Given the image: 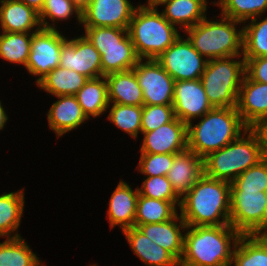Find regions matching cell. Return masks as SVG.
<instances>
[{"instance_id":"46","label":"cell","mask_w":267,"mask_h":266,"mask_svg":"<svg viewBox=\"0 0 267 266\" xmlns=\"http://www.w3.org/2000/svg\"><path fill=\"white\" fill-rule=\"evenodd\" d=\"M7 120H8V116H7L4 108L2 107V103L0 101V130H2L4 128Z\"/></svg>"},{"instance_id":"9","label":"cell","mask_w":267,"mask_h":266,"mask_svg":"<svg viewBox=\"0 0 267 266\" xmlns=\"http://www.w3.org/2000/svg\"><path fill=\"white\" fill-rule=\"evenodd\" d=\"M181 35L156 60L174 81L200 79L207 65L202 56L187 38Z\"/></svg>"},{"instance_id":"49","label":"cell","mask_w":267,"mask_h":266,"mask_svg":"<svg viewBox=\"0 0 267 266\" xmlns=\"http://www.w3.org/2000/svg\"><path fill=\"white\" fill-rule=\"evenodd\" d=\"M233 264L232 263H230V264H227V265H223V266H232Z\"/></svg>"},{"instance_id":"45","label":"cell","mask_w":267,"mask_h":266,"mask_svg":"<svg viewBox=\"0 0 267 266\" xmlns=\"http://www.w3.org/2000/svg\"><path fill=\"white\" fill-rule=\"evenodd\" d=\"M170 0H147V5H142L145 8H150V9H157L158 6L163 5L164 3L168 2Z\"/></svg>"},{"instance_id":"27","label":"cell","mask_w":267,"mask_h":266,"mask_svg":"<svg viewBox=\"0 0 267 266\" xmlns=\"http://www.w3.org/2000/svg\"><path fill=\"white\" fill-rule=\"evenodd\" d=\"M234 266H267V234L241 235L233 251Z\"/></svg>"},{"instance_id":"6","label":"cell","mask_w":267,"mask_h":266,"mask_svg":"<svg viewBox=\"0 0 267 266\" xmlns=\"http://www.w3.org/2000/svg\"><path fill=\"white\" fill-rule=\"evenodd\" d=\"M242 22L222 16L216 21L207 17L184 32L193 47L207 60L242 56L243 28L238 30L236 25Z\"/></svg>"},{"instance_id":"3","label":"cell","mask_w":267,"mask_h":266,"mask_svg":"<svg viewBox=\"0 0 267 266\" xmlns=\"http://www.w3.org/2000/svg\"><path fill=\"white\" fill-rule=\"evenodd\" d=\"M264 158L261 132L257 128H248L236 140L203 158V174L232 183L240 174Z\"/></svg>"},{"instance_id":"47","label":"cell","mask_w":267,"mask_h":266,"mask_svg":"<svg viewBox=\"0 0 267 266\" xmlns=\"http://www.w3.org/2000/svg\"><path fill=\"white\" fill-rule=\"evenodd\" d=\"M77 7L83 10L91 0H71Z\"/></svg>"},{"instance_id":"44","label":"cell","mask_w":267,"mask_h":266,"mask_svg":"<svg viewBox=\"0 0 267 266\" xmlns=\"http://www.w3.org/2000/svg\"><path fill=\"white\" fill-rule=\"evenodd\" d=\"M263 137L265 157H267V121L257 128Z\"/></svg>"},{"instance_id":"38","label":"cell","mask_w":267,"mask_h":266,"mask_svg":"<svg viewBox=\"0 0 267 266\" xmlns=\"http://www.w3.org/2000/svg\"><path fill=\"white\" fill-rule=\"evenodd\" d=\"M83 34L96 49L122 47V40L129 34L128 29L117 27H84Z\"/></svg>"},{"instance_id":"35","label":"cell","mask_w":267,"mask_h":266,"mask_svg":"<svg viewBox=\"0 0 267 266\" xmlns=\"http://www.w3.org/2000/svg\"><path fill=\"white\" fill-rule=\"evenodd\" d=\"M108 109L110 110L108 120L136 139L141 132L143 106L109 103Z\"/></svg>"},{"instance_id":"34","label":"cell","mask_w":267,"mask_h":266,"mask_svg":"<svg viewBox=\"0 0 267 266\" xmlns=\"http://www.w3.org/2000/svg\"><path fill=\"white\" fill-rule=\"evenodd\" d=\"M221 10V16L246 23L267 11V0H218L213 2Z\"/></svg>"},{"instance_id":"30","label":"cell","mask_w":267,"mask_h":266,"mask_svg":"<svg viewBox=\"0 0 267 266\" xmlns=\"http://www.w3.org/2000/svg\"><path fill=\"white\" fill-rule=\"evenodd\" d=\"M176 206H180V201L157 200L139 194L134 227L168 221L177 214Z\"/></svg>"},{"instance_id":"24","label":"cell","mask_w":267,"mask_h":266,"mask_svg":"<svg viewBox=\"0 0 267 266\" xmlns=\"http://www.w3.org/2000/svg\"><path fill=\"white\" fill-rule=\"evenodd\" d=\"M83 113L89 119L102 116L109 106L108 85L105 76L88 79L75 94Z\"/></svg>"},{"instance_id":"20","label":"cell","mask_w":267,"mask_h":266,"mask_svg":"<svg viewBox=\"0 0 267 266\" xmlns=\"http://www.w3.org/2000/svg\"><path fill=\"white\" fill-rule=\"evenodd\" d=\"M56 97L58 100L48 110L47 119L50 129L60 137L81 126L88 118L75 95Z\"/></svg>"},{"instance_id":"26","label":"cell","mask_w":267,"mask_h":266,"mask_svg":"<svg viewBox=\"0 0 267 266\" xmlns=\"http://www.w3.org/2000/svg\"><path fill=\"white\" fill-rule=\"evenodd\" d=\"M24 190L23 188L17 192H5L0 195V237H21L17 230L24 212Z\"/></svg>"},{"instance_id":"13","label":"cell","mask_w":267,"mask_h":266,"mask_svg":"<svg viewBox=\"0 0 267 266\" xmlns=\"http://www.w3.org/2000/svg\"><path fill=\"white\" fill-rule=\"evenodd\" d=\"M135 7L129 0H91L82 10L84 27L128 29Z\"/></svg>"},{"instance_id":"23","label":"cell","mask_w":267,"mask_h":266,"mask_svg":"<svg viewBox=\"0 0 267 266\" xmlns=\"http://www.w3.org/2000/svg\"><path fill=\"white\" fill-rule=\"evenodd\" d=\"M109 103L143 106V91L133 70L105 76Z\"/></svg>"},{"instance_id":"4","label":"cell","mask_w":267,"mask_h":266,"mask_svg":"<svg viewBox=\"0 0 267 266\" xmlns=\"http://www.w3.org/2000/svg\"><path fill=\"white\" fill-rule=\"evenodd\" d=\"M200 119L196 125L187 124V148L202 159L236 140L248 129L233 107H214Z\"/></svg>"},{"instance_id":"7","label":"cell","mask_w":267,"mask_h":266,"mask_svg":"<svg viewBox=\"0 0 267 266\" xmlns=\"http://www.w3.org/2000/svg\"><path fill=\"white\" fill-rule=\"evenodd\" d=\"M241 56L210 59L200 78L213 107H237V99L245 75V59ZM236 58V60H235Z\"/></svg>"},{"instance_id":"22","label":"cell","mask_w":267,"mask_h":266,"mask_svg":"<svg viewBox=\"0 0 267 266\" xmlns=\"http://www.w3.org/2000/svg\"><path fill=\"white\" fill-rule=\"evenodd\" d=\"M122 232L134 254L146 266H179V261L170 252L151 241L137 227Z\"/></svg>"},{"instance_id":"33","label":"cell","mask_w":267,"mask_h":266,"mask_svg":"<svg viewBox=\"0 0 267 266\" xmlns=\"http://www.w3.org/2000/svg\"><path fill=\"white\" fill-rule=\"evenodd\" d=\"M257 18L242 27L244 59L267 56V17L261 21Z\"/></svg>"},{"instance_id":"12","label":"cell","mask_w":267,"mask_h":266,"mask_svg":"<svg viewBox=\"0 0 267 266\" xmlns=\"http://www.w3.org/2000/svg\"><path fill=\"white\" fill-rule=\"evenodd\" d=\"M59 67L76 71L89 79L102 77L101 55L84 35L63 42Z\"/></svg>"},{"instance_id":"11","label":"cell","mask_w":267,"mask_h":266,"mask_svg":"<svg viewBox=\"0 0 267 266\" xmlns=\"http://www.w3.org/2000/svg\"><path fill=\"white\" fill-rule=\"evenodd\" d=\"M143 91L145 105H172L174 79L155 59H140L132 69Z\"/></svg>"},{"instance_id":"15","label":"cell","mask_w":267,"mask_h":266,"mask_svg":"<svg viewBox=\"0 0 267 266\" xmlns=\"http://www.w3.org/2000/svg\"><path fill=\"white\" fill-rule=\"evenodd\" d=\"M144 135L140 153L177 154L187 149V124L178 118Z\"/></svg>"},{"instance_id":"42","label":"cell","mask_w":267,"mask_h":266,"mask_svg":"<svg viewBox=\"0 0 267 266\" xmlns=\"http://www.w3.org/2000/svg\"><path fill=\"white\" fill-rule=\"evenodd\" d=\"M245 74L253 81L267 83V56L245 59Z\"/></svg>"},{"instance_id":"28","label":"cell","mask_w":267,"mask_h":266,"mask_svg":"<svg viewBox=\"0 0 267 266\" xmlns=\"http://www.w3.org/2000/svg\"><path fill=\"white\" fill-rule=\"evenodd\" d=\"M88 79L83 74L58 66L51 70L37 85L53 96L75 95Z\"/></svg>"},{"instance_id":"48","label":"cell","mask_w":267,"mask_h":266,"mask_svg":"<svg viewBox=\"0 0 267 266\" xmlns=\"http://www.w3.org/2000/svg\"><path fill=\"white\" fill-rule=\"evenodd\" d=\"M202 3H204L206 6L208 5L207 3V0H200Z\"/></svg>"},{"instance_id":"43","label":"cell","mask_w":267,"mask_h":266,"mask_svg":"<svg viewBox=\"0 0 267 266\" xmlns=\"http://www.w3.org/2000/svg\"><path fill=\"white\" fill-rule=\"evenodd\" d=\"M25 3L28 7L40 13L44 4V0H19Z\"/></svg>"},{"instance_id":"2","label":"cell","mask_w":267,"mask_h":266,"mask_svg":"<svg viewBox=\"0 0 267 266\" xmlns=\"http://www.w3.org/2000/svg\"><path fill=\"white\" fill-rule=\"evenodd\" d=\"M240 236L241 234L230 224L221 226L187 225L184 234V251L179 266L230 264Z\"/></svg>"},{"instance_id":"18","label":"cell","mask_w":267,"mask_h":266,"mask_svg":"<svg viewBox=\"0 0 267 266\" xmlns=\"http://www.w3.org/2000/svg\"><path fill=\"white\" fill-rule=\"evenodd\" d=\"M203 175V159L188 148L174 156L167 174L172 187L182 197Z\"/></svg>"},{"instance_id":"16","label":"cell","mask_w":267,"mask_h":266,"mask_svg":"<svg viewBox=\"0 0 267 266\" xmlns=\"http://www.w3.org/2000/svg\"><path fill=\"white\" fill-rule=\"evenodd\" d=\"M236 109L248 128H258L267 121V83L253 81L245 74Z\"/></svg>"},{"instance_id":"8","label":"cell","mask_w":267,"mask_h":266,"mask_svg":"<svg viewBox=\"0 0 267 266\" xmlns=\"http://www.w3.org/2000/svg\"><path fill=\"white\" fill-rule=\"evenodd\" d=\"M230 225L241 235L267 234V192L231 191Z\"/></svg>"},{"instance_id":"17","label":"cell","mask_w":267,"mask_h":266,"mask_svg":"<svg viewBox=\"0 0 267 266\" xmlns=\"http://www.w3.org/2000/svg\"><path fill=\"white\" fill-rule=\"evenodd\" d=\"M186 227L187 224L178 213L172 219L162 223L137 226L145 236L170 252L178 261H180L183 256L184 234H182V232Z\"/></svg>"},{"instance_id":"5","label":"cell","mask_w":267,"mask_h":266,"mask_svg":"<svg viewBox=\"0 0 267 266\" xmlns=\"http://www.w3.org/2000/svg\"><path fill=\"white\" fill-rule=\"evenodd\" d=\"M128 33L140 59H157L180 36L177 27L159 13L140 4L134 11Z\"/></svg>"},{"instance_id":"25","label":"cell","mask_w":267,"mask_h":266,"mask_svg":"<svg viewBox=\"0 0 267 266\" xmlns=\"http://www.w3.org/2000/svg\"><path fill=\"white\" fill-rule=\"evenodd\" d=\"M162 15L183 31L195 26L206 17L207 7L200 0H170L163 4Z\"/></svg>"},{"instance_id":"29","label":"cell","mask_w":267,"mask_h":266,"mask_svg":"<svg viewBox=\"0 0 267 266\" xmlns=\"http://www.w3.org/2000/svg\"><path fill=\"white\" fill-rule=\"evenodd\" d=\"M97 50L101 55L102 76L132 70L140 60L129 34L122 40V47Z\"/></svg>"},{"instance_id":"37","label":"cell","mask_w":267,"mask_h":266,"mask_svg":"<svg viewBox=\"0 0 267 266\" xmlns=\"http://www.w3.org/2000/svg\"><path fill=\"white\" fill-rule=\"evenodd\" d=\"M231 191L267 192V157L240 174L231 183Z\"/></svg>"},{"instance_id":"21","label":"cell","mask_w":267,"mask_h":266,"mask_svg":"<svg viewBox=\"0 0 267 266\" xmlns=\"http://www.w3.org/2000/svg\"><path fill=\"white\" fill-rule=\"evenodd\" d=\"M0 4V27L2 32L34 33L42 28L39 13L22 1L0 0Z\"/></svg>"},{"instance_id":"14","label":"cell","mask_w":267,"mask_h":266,"mask_svg":"<svg viewBox=\"0 0 267 266\" xmlns=\"http://www.w3.org/2000/svg\"><path fill=\"white\" fill-rule=\"evenodd\" d=\"M172 106L175 117L186 124L214 108L200 79L175 81Z\"/></svg>"},{"instance_id":"40","label":"cell","mask_w":267,"mask_h":266,"mask_svg":"<svg viewBox=\"0 0 267 266\" xmlns=\"http://www.w3.org/2000/svg\"><path fill=\"white\" fill-rule=\"evenodd\" d=\"M175 118L172 105H143L141 133L156 130Z\"/></svg>"},{"instance_id":"1","label":"cell","mask_w":267,"mask_h":266,"mask_svg":"<svg viewBox=\"0 0 267 266\" xmlns=\"http://www.w3.org/2000/svg\"><path fill=\"white\" fill-rule=\"evenodd\" d=\"M230 194L231 183L203 174L181 197L179 215L188 226L228 225Z\"/></svg>"},{"instance_id":"19","label":"cell","mask_w":267,"mask_h":266,"mask_svg":"<svg viewBox=\"0 0 267 266\" xmlns=\"http://www.w3.org/2000/svg\"><path fill=\"white\" fill-rule=\"evenodd\" d=\"M139 187L132 190L130 185L121 180L109 200L107 218L110 227L120 226L124 229L134 227Z\"/></svg>"},{"instance_id":"41","label":"cell","mask_w":267,"mask_h":266,"mask_svg":"<svg viewBox=\"0 0 267 266\" xmlns=\"http://www.w3.org/2000/svg\"><path fill=\"white\" fill-rule=\"evenodd\" d=\"M175 155L141 153L137 169L144 177L167 176Z\"/></svg>"},{"instance_id":"32","label":"cell","mask_w":267,"mask_h":266,"mask_svg":"<svg viewBox=\"0 0 267 266\" xmlns=\"http://www.w3.org/2000/svg\"><path fill=\"white\" fill-rule=\"evenodd\" d=\"M27 244L22 237L6 238L0 243V266H42Z\"/></svg>"},{"instance_id":"36","label":"cell","mask_w":267,"mask_h":266,"mask_svg":"<svg viewBox=\"0 0 267 266\" xmlns=\"http://www.w3.org/2000/svg\"><path fill=\"white\" fill-rule=\"evenodd\" d=\"M75 14L79 24H81L82 10L71 0H44L42 10L39 13V19L42 28L56 29V25L49 23L46 20L49 19L53 23L57 20H69L68 18Z\"/></svg>"},{"instance_id":"31","label":"cell","mask_w":267,"mask_h":266,"mask_svg":"<svg viewBox=\"0 0 267 266\" xmlns=\"http://www.w3.org/2000/svg\"><path fill=\"white\" fill-rule=\"evenodd\" d=\"M33 33L2 32L0 34V58L13 64H26L31 51Z\"/></svg>"},{"instance_id":"10","label":"cell","mask_w":267,"mask_h":266,"mask_svg":"<svg viewBox=\"0 0 267 266\" xmlns=\"http://www.w3.org/2000/svg\"><path fill=\"white\" fill-rule=\"evenodd\" d=\"M66 39L57 28H41L33 33L26 69L31 75L39 77L36 85L59 66L62 44Z\"/></svg>"},{"instance_id":"39","label":"cell","mask_w":267,"mask_h":266,"mask_svg":"<svg viewBox=\"0 0 267 266\" xmlns=\"http://www.w3.org/2000/svg\"><path fill=\"white\" fill-rule=\"evenodd\" d=\"M138 190L139 194L144 197L164 201H181V197L176 193L167 176L147 177Z\"/></svg>"}]
</instances>
